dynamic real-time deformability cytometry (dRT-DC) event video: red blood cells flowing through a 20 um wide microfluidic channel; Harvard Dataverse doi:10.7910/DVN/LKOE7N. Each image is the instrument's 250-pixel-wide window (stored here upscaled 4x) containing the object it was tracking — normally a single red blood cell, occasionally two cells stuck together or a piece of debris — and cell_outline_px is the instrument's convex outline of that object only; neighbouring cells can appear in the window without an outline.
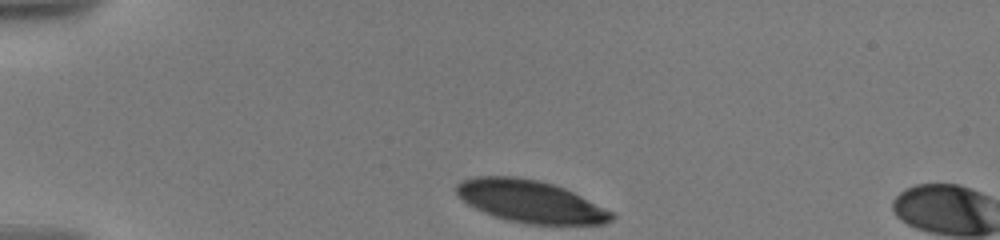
{"species": "human", "species_latin": "Homo sapiens", "temperature_condition": "warm", "stored_images_in_passage": 10, "camera_frame_rate_fps": 3000, "um_per_image_px": 0.085, "donor": {"sex": "male"}, "frame": {"image": 1, "passage_image": 1, "time_ms": 0.0, "image_size_px": [1000, 240], "cell_outline_px": [[616, 216], [612, 220], [604, 224], [524, 224], [508, 220], [484, 212], [468, 204], [456, 192], [456, 184], [472, 176], [516, 176], [540, 180], [564, 188], [612, 212]], "centroid_in_image_um": [45.07, 17.11], "position_along_channel_um": 39.9, "area_um2": 37.86}}
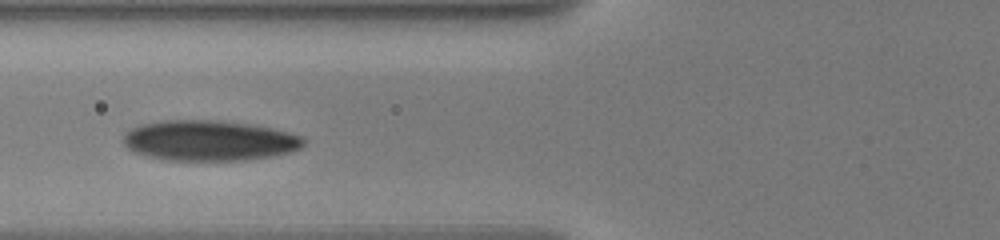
{"frame": {"image": 2, "passage_image": 7, "time_ms": 3.333, "image_size_px": [1000, 240], "cell_outline_px": [[304, 144], [300, 148], [292, 152], [272, 156], [244, 160], [160, 160], [144, 156], [128, 148], [124, 144], [124, 136], [132, 128], [144, 124], [160, 120], [216, 120], [248, 124], [272, 128], [304, 136]], "centroid_in_image_um": [17.8, 11.95], "position_along_channel_um": 108.0, "area_um2": 42.48}}
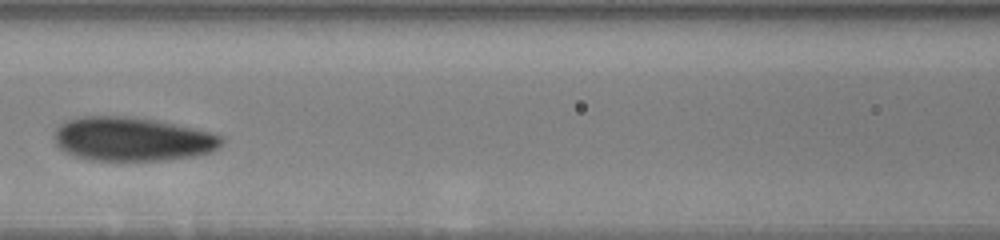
{"frame": {"image": 3, "passage_image": 9, "time_ms": 4.667, "image_size_px": [1000, 240], "cell_outline_px": [[224, 144], [220, 148], [212, 152], [192, 156], [164, 160], [84, 160], [64, 152], [56, 144], [56, 128], [64, 120], [80, 116], [128, 116], [156, 120], [192, 128], [224, 136]], "centroid_in_image_um": [11.24, 11.82], "position_along_channel_um": 155.4, "area_um2": 43.0}}